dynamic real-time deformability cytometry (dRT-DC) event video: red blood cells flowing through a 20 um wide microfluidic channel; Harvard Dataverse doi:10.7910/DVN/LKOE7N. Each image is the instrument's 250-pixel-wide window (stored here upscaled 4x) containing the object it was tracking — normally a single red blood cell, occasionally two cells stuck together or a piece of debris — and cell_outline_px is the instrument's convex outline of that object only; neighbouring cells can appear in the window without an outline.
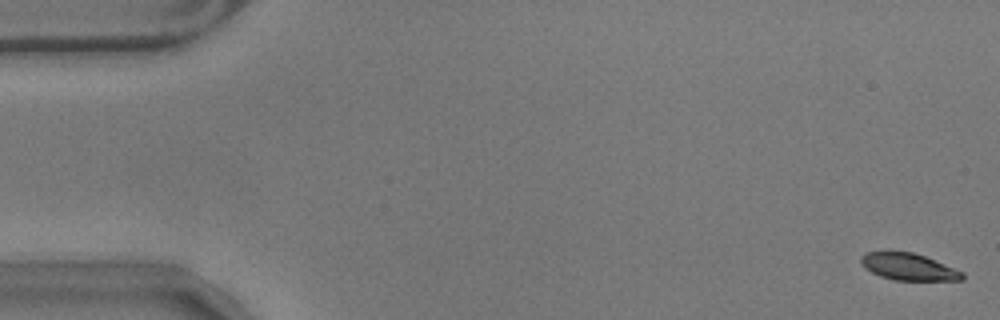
{"species": "common noctule bat (a hibernating species)", "species_latin": "Nyctalus noctula", "temperature_condition": "warm", "stored_images_in_passage": 18, "camera_frame_rate_fps": 3000, "um_per_image_px": 0.085, "animal": {"sex": "male", "body_mass_g": 17.9}, "frame": {"image": 1, "passage_image": 1, "time_ms": 0.0, "image_size_px": [1000, 320], "cell_outline_px": [[964, 280], [896, 280], [880, 276], [864, 268], [860, 264], [860, 256], [864, 252], [884, 248], [888, 248], [912, 252], [924, 256], [964, 272]], "centroid_in_image_um": [77.12, 22.62], "position_along_channel_um": 7.9, "area_um2": 16.53}}
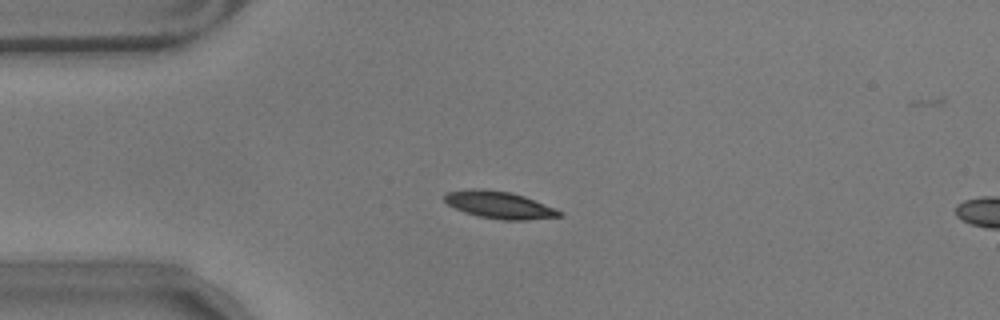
{"frame": {"image": 2, "passage_image": 14, "time_ms": 4.333, "image_size_px": [1000, 320], "cell_outline_px": [[564, 216], [528, 220], [504, 220], [480, 216], [464, 212], [448, 204], [444, 200], [444, 196], [448, 192], [472, 188], [484, 188], [512, 192], [524, 196], [556, 208], [564, 212]], "centroid_in_image_um": [42.5, 17.41], "position_along_channel_um": 42.5, "area_um2": 18.32}}